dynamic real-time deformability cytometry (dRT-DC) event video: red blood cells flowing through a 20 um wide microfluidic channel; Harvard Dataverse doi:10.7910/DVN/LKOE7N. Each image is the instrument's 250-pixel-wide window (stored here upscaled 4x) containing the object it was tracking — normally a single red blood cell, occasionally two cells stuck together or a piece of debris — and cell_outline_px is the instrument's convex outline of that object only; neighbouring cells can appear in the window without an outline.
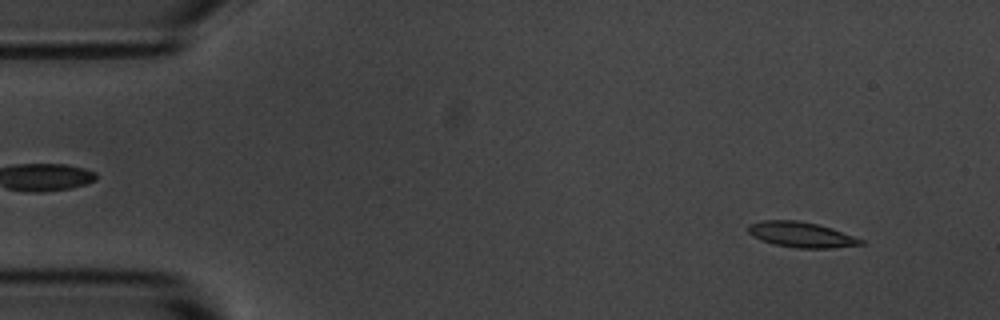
{"species": "common noctule bat (a hibernating species)", "species_latin": "Nyctalus noctula", "temperature_condition": "room temperature", "stored_images_in_passage": 4, "camera_frame_rate_fps": 3000, "um_per_image_px": 0.085, "animal": {"sex": "male", "body_mass_g": 20.1, "forearm_length_mm": 53.5}, "frame": {"image": 1, "passage_image": 1, "time_ms": 0.0, "image_size_px": [1000, 320], "cell_outline_px": [[864, 244], [832, 248], [796, 248], [776, 244], [752, 236], [748, 232], [748, 224], [760, 220], [796, 220], [816, 224], [832, 228], [864, 240]], "centroid_in_image_um": [68.1, 19.94], "position_along_channel_um": 16.9, "area_um2": 16.53}}
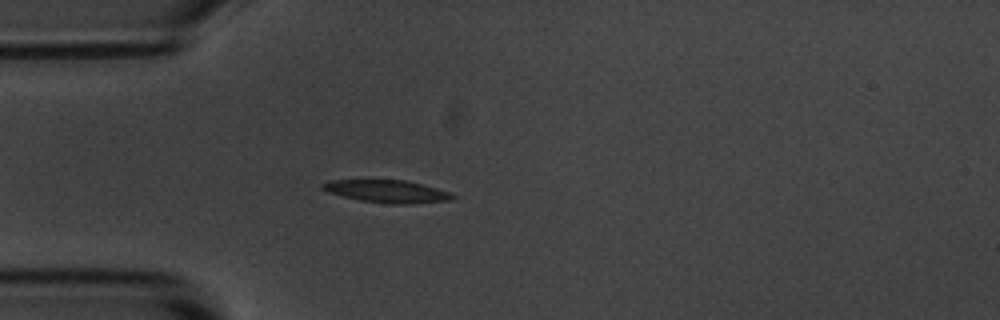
{"frame": {"image": 2, "passage_image": 4, "time_ms": 3.333, "image_size_px": [1000, 320], "cell_outline_px": [[456, 196], [448, 200], [412, 204], [392, 204], [360, 200], [328, 192], [320, 188], [320, 184], [332, 180], [404, 180], [436, 188], [448, 192]], "centroid_in_image_um": [32.86, 16.26], "position_along_channel_um": 52.1, "area_um2": 16.82}}